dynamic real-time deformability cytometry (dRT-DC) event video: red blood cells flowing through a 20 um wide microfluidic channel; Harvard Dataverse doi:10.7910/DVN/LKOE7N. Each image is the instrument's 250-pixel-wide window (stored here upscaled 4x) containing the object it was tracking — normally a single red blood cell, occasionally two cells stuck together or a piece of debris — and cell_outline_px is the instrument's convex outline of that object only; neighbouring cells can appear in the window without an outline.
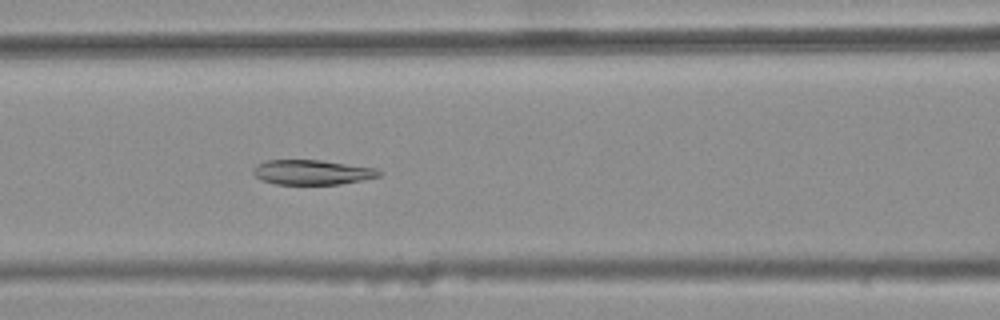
{"species": "common noctule bat (a hibernating species)", "species_latin": "Nyctalus noctula", "temperature_condition": "warm", "stored_images_in_passage": 33, "camera_frame_rate_fps": 3000, "um_per_image_px": 0.085, "animal": {"sex": "female", "body_mass_g": 25.1}, "frame": {"image": 1, "passage_image": 11, "time_ms": 3.333, "image_size_px": [1000, 320], "cell_outline_px": [[380, 176], [340, 184], [276, 184], [260, 180], [252, 172], [252, 168], [256, 164], [264, 160], [320, 160], [376, 168], [380, 172]], "centroid_in_image_um": [26.46, 14.63], "position_along_channel_um": 140.1, "area_um2": 18.15}}
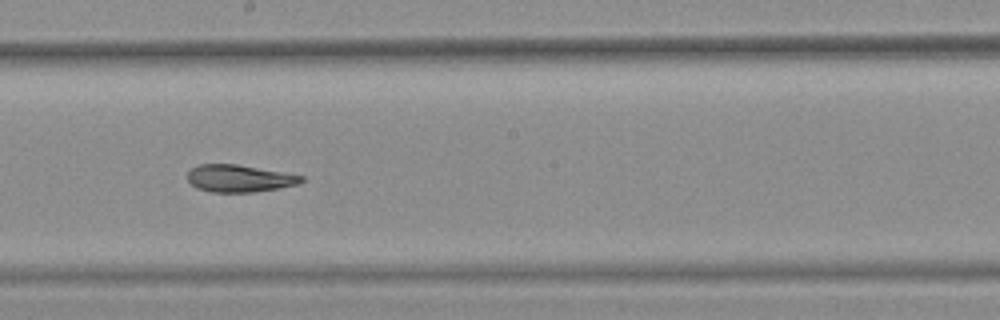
{"frame": {"image": 2, "passage_image": 18, "time_ms": 5.667, "image_size_px": [1000, 320], "cell_outline_px": [[304, 180], [300, 184], [280, 188], [256, 192], [212, 192], [196, 188], [188, 180], [188, 172], [192, 168], [200, 164], [236, 164], [304, 176]], "centroid_in_image_um": [20.36, 15.17], "position_along_channel_um": 227.8, "area_um2": 18.03}}
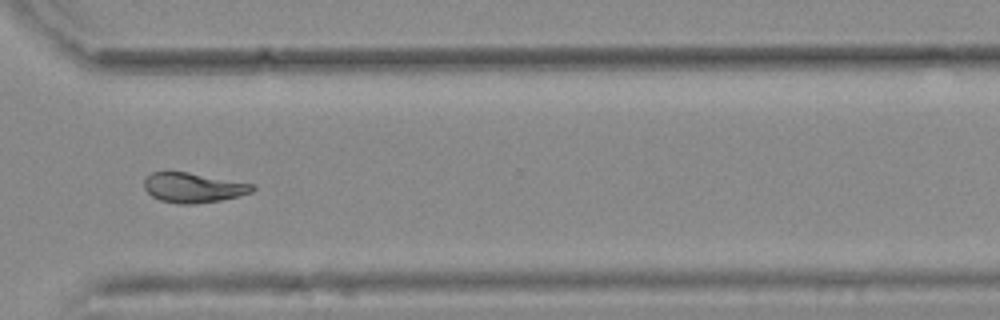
{"frame": {"image": 3, "passage_image": 28, "time_ms": 9.0, "image_size_px": [1000, 320], "cell_outline_px": [[256, 188], [252, 192], [220, 200], [192, 204], [176, 204], [160, 200], [152, 196], [144, 188], [144, 180], [152, 172], [188, 172], [256, 184]], "centroid_in_image_um": [16.44, 15.95], "position_along_channel_um": 354.2, "area_um2": 18.79}, "authors_computed_cell_mechanics": {"area_um2": 18.9006, "velocity_mm_per_s": 3.7727, "shape_relaxation_time_tau1_ms": null, "shape_relaxation_time_tau2_ms": 5.2693, "deformation_change_tau1": null, "deformation_change_tau2": 0.0672}}